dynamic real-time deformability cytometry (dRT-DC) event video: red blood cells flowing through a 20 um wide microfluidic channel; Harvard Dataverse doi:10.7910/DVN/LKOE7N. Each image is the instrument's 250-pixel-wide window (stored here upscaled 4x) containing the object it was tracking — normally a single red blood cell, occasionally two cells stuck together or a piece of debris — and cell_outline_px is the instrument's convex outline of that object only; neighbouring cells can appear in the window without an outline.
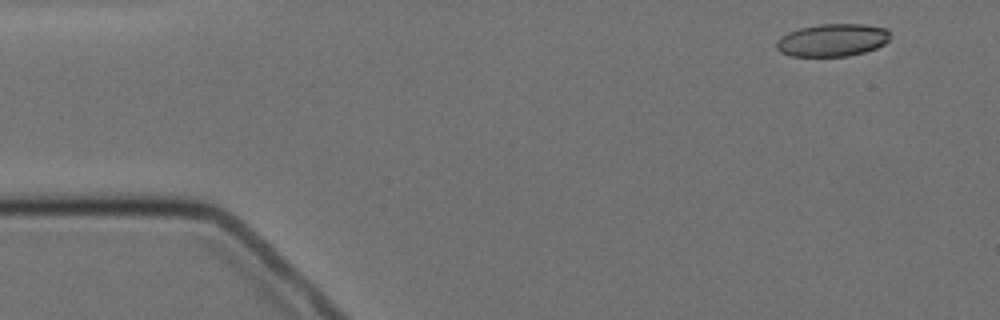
{"species": "Egyptian fruit bat (a non-hibernating species)", "species_latin": "Rousettus aegyptiacus", "temperature_condition": "cold", "stored_images_in_passage": 4, "camera_frame_rate_fps": 3000, "um_per_image_px": 0.085, "animal": {"sex": "female"}, "frame": {"image": 1, "passage_image": 1, "time_ms": 0.0, "image_size_px": [1000, 320], "cell_outline_px": [[888, 40], [884, 44], [876, 48], [864, 52], [848, 56], [792, 56], [780, 52], [776, 48], [776, 40], [780, 36], [788, 32], [800, 28], [820, 24], [864, 24], [888, 28]], "centroid_in_image_um": [70.73, 3.4], "position_along_channel_um": 14.3, "area_um2": 21.68}}
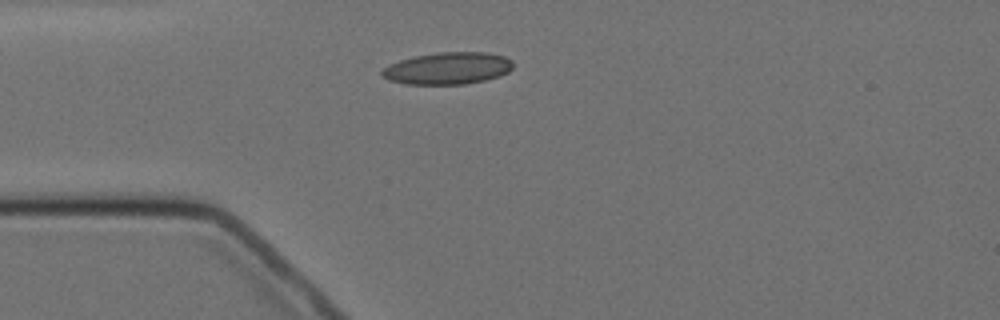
{"frame": {"image": 2, "passage_image": 4, "time_ms": 3.333, "image_size_px": [1000, 320], "cell_outline_px": [[512, 68], [508, 72], [500, 76], [484, 80], [464, 84], [404, 84], [388, 80], [380, 76], [380, 72], [388, 64], [400, 60], [416, 56], [440, 52], [488, 52], [504, 56], [512, 60]], "centroid_in_image_um": [38.04, 5.81], "position_along_channel_um": 47.0, "area_um2": 24.57}}